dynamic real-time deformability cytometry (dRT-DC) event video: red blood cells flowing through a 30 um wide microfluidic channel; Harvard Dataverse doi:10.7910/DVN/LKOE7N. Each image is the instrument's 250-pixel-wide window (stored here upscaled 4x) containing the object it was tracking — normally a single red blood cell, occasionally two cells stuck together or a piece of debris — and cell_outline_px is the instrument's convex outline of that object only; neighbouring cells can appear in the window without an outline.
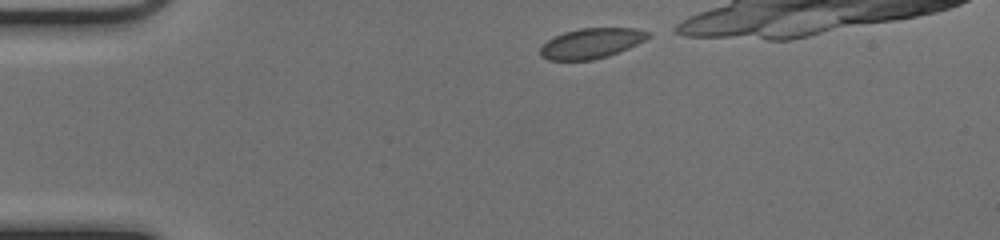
{"species": "common noctule bat (a hibernating species)", "species_latin": "Nyctalus noctula", "temperature_condition": "cold", "stored_images_in_passage": 20, "camera_frame_rate_fps": 3000, "um_per_image_px": 0.085, "animal": {"sex": "female", "body_mass_g": 17.0, "forearm_length_mm": 48.0}, "frame": {"image": 1, "passage_image": 1, "time_ms": 0.0, "image_size_px": [1000, 240], "cell_outline_px": [[652, 32], [644, 40], [620, 52], [608, 56], [592, 60], [548, 60], [540, 56], [540, 48], [548, 40], [564, 32], [580, 28], [636, 28]], "centroid_in_image_um": [50.26, 3.68], "position_along_channel_um": 34.7, "area_um2": 18.9}}
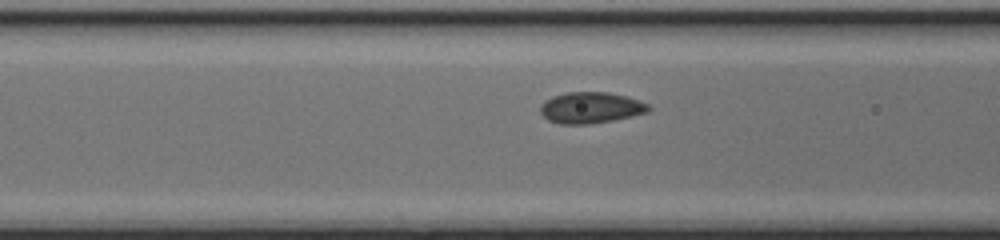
{"frame": {"image": 2, "passage_image": 11, "time_ms": 3.333, "image_size_px": [1000, 240], "cell_outline_px": [[652, 108], [648, 112], [632, 116], [612, 120], [588, 124], [560, 124], [548, 120], [540, 112], [540, 104], [544, 100], [552, 96], [568, 92], [608, 92], [628, 96], [640, 100], [648, 104]], "centroid_in_image_um": [50.22, 9.14], "position_along_channel_um": 116.4, "area_um2": 19.83}}
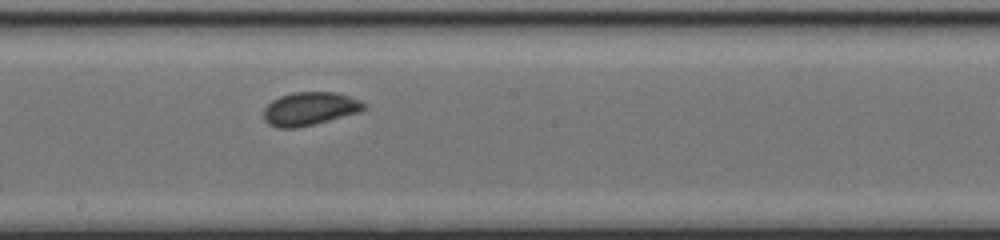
{"frame": {"image": 3, "passage_image": 19, "time_ms": 6.0, "image_size_px": [1000, 240], "cell_outline_px": [[364, 108], [360, 112], [316, 124], [296, 128], [280, 128], [268, 124], [264, 120], [264, 108], [272, 100], [280, 96], [292, 92], [336, 92], [360, 100], [364, 104]], "centroid_in_image_um": [26.31, 9.25], "position_along_channel_um": 221.9, "area_um2": 19.48}}